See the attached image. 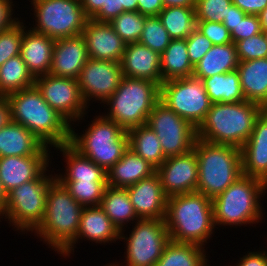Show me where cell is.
<instances>
[{"label": "cell", "instance_id": "obj_1", "mask_svg": "<svg viewBox=\"0 0 267 266\" xmlns=\"http://www.w3.org/2000/svg\"><path fill=\"white\" fill-rule=\"evenodd\" d=\"M6 98L11 121L30 130L45 146L52 149L70 142L71 124L50 107L35 85L10 93Z\"/></svg>", "mask_w": 267, "mask_h": 266}, {"label": "cell", "instance_id": "obj_2", "mask_svg": "<svg viewBox=\"0 0 267 266\" xmlns=\"http://www.w3.org/2000/svg\"><path fill=\"white\" fill-rule=\"evenodd\" d=\"M165 223L170 240L206 247L216 229L212 199L199 192L167 198Z\"/></svg>", "mask_w": 267, "mask_h": 266}, {"label": "cell", "instance_id": "obj_3", "mask_svg": "<svg viewBox=\"0 0 267 266\" xmlns=\"http://www.w3.org/2000/svg\"><path fill=\"white\" fill-rule=\"evenodd\" d=\"M264 108L250 101L212 103L200 126L197 138L213 144L241 148L249 139L257 117Z\"/></svg>", "mask_w": 267, "mask_h": 266}, {"label": "cell", "instance_id": "obj_4", "mask_svg": "<svg viewBox=\"0 0 267 266\" xmlns=\"http://www.w3.org/2000/svg\"><path fill=\"white\" fill-rule=\"evenodd\" d=\"M267 184L258 178L242 175L212 199L214 224L217 226H253L263 222L265 210L261 200L267 193Z\"/></svg>", "mask_w": 267, "mask_h": 266}, {"label": "cell", "instance_id": "obj_5", "mask_svg": "<svg viewBox=\"0 0 267 266\" xmlns=\"http://www.w3.org/2000/svg\"><path fill=\"white\" fill-rule=\"evenodd\" d=\"M83 209L55 179L48 188L44 220L34 235L61 255L76 240Z\"/></svg>", "mask_w": 267, "mask_h": 266}, {"label": "cell", "instance_id": "obj_6", "mask_svg": "<svg viewBox=\"0 0 267 266\" xmlns=\"http://www.w3.org/2000/svg\"><path fill=\"white\" fill-rule=\"evenodd\" d=\"M193 150L198 162L196 192L213 199L243 175L240 148L196 138Z\"/></svg>", "mask_w": 267, "mask_h": 266}, {"label": "cell", "instance_id": "obj_7", "mask_svg": "<svg viewBox=\"0 0 267 266\" xmlns=\"http://www.w3.org/2000/svg\"><path fill=\"white\" fill-rule=\"evenodd\" d=\"M159 100L160 86L157 83L123 76L116 91L103 103L105 110L108 111L102 115L120 125L127 132L145 125L149 114Z\"/></svg>", "mask_w": 267, "mask_h": 266}, {"label": "cell", "instance_id": "obj_8", "mask_svg": "<svg viewBox=\"0 0 267 266\" xmlns=\"http://www.w3.org/2000/svg\"><path fill=\"white\" fill-rule=\"evenodd\" d=\"M94 118L86 125L88 128L82 130L83 134L71 126L69 143L107 172L129 148L128 135L120 125L102 114Z\"/></svg>", "mask_w": 267, "mask_h": 266}, {"label": "cell", "instance_id": "obj_9", "mask_svg": "<svg viewBox=\"0 0 267 266\" xmlns=\"http://www.w3.org/2000/svg\"><path fill=\"white\" fill-rule=\"evenodd\" d=\"M46 170L38 179L21 184L7 193L0 219L8 221L18 233H33L43 222L48 188L56 179L55 173ZM0 222H2L0 220Z\"/></svg>", "mask_w": 267, "mask_h": 266}, {"label": "cell", "instance_id": "obj_10", "mask_svg": "<svg viewBox=\"0 0 267 266\" xmlns=\"http://www.w3.org/2000/svg\"><path fill=\"white\" fill-rule=\"evenodd\" d=\"M33 6L30 28L53 39L81 35L89 19L81 0H29ZM35 24V25H34Z\"/></svg>", "mask_w": 267, "mask_h": 266}, {"label": "cell", "instance_id": "obj_11", "mask_svg": "<svg viewBox=\"0 0 267 266\" xmlns=\"http://www.w3.org/2000/svg\"><path fill=\"white\" fill-rule=\"evenodd\" d=\"M133 226L129 236L120 231V241L126 244L125 265L117 261L114 265L155 266L170 241L165 219H139Z\"/></svg>", "mask_w": 267, "mask_h": 266}, {"label": "cell", "instance_id": "obj_12", "mask_svg": "<svg viewBox=\"0 0 267 266\" xmlns=\"http://www.w3.org/2000/svg\"><path fill=\"white\" fill-rule=\"evenodd\" d=\"M160 100L196 129L212 105L203 80L194 75L161 83Z\"/></svg>", "mask_w": 267, "mask_h": 266}, {"label": "cell", "instance_id": "obj_13", "mask_svg": "<svg viewBox=\"0 0 267 266\" xmlns=\"http://www.w3.org/2000/svg\"><path fill=\"white\" fill-rule=\"evenodd\" d=\"M157 135L165 157L178 156L193 149L196 128L159 100L146 123Z\"/></svg>", "mask_w": 267, "mask_h": 266}, {"label": "cell", "instance_id": "obj_14", "mask_svg": "<svg viewBox=\"0 0 267 266\" xmlns=\"http://www.w3.org/2000/svg\"><path fill=\"white\" fill-rule=\"evenodd\" d=\"M34 85L50 107L61 114L71 126L75 124L76 127L77 123L82 122L80 120H85L89 110L77 79L47 74L36 77Z\"/></svg>", "mask_w": 267, "mask_h": 266}, {"label": "cell", "instance_id": "obj_15", "mask_svg": "<svg viewBox=\"0 0 267 266\" xmlns=\"http://www.w3.org/2000/svg\"><path fill=\"white\" fill-rule=\"evenodd\" d=\"M122 78L120 62L89 58L77 79L88 108L91 106L90 101L103 105L116 91Z\"/></svg>", "mask_w": 267, "mask_h": 266}, {"label": "cell", "instance_id": "obj_16", "mask_svg": "<svg viewBox=\"0 0 267 266\" xmlns=\"http://www.w3.org/2000/svg\"><path fill=\"white\" fill-rule=\"evenodd\" d=\"M162 189L167 198L196 192L198 185V162L192 149L186 154L167 157L156 169Z\"/></svg>", "mask_w": 267, "mask_h": 266}, {"label": "cell", "instance_id": "obj_17", "mask_svg": "<svg viewBox=\"0 0 267 266\" xmlns=\"http://www.w3.org/2000/svg\"><path fill=\"white\" fill-rule=\"evenodd\" d=\"M50 149L44 146L36 155L0 157V180L6 193L38 179L49 168V163L52 165Z\"/></svg>", "mask_w": 267, "mask_h": 266}, {"label": "cell", "instance_id": "obj_18", "mask_svg": "<svg viewBox=\"0 0 267 266\" xmlns=\"http://www.w3.org/2000/svg\"><path fill=\"white\" fill-rule=\"evenodd\" d=\"M80 240H88L98 245L108 243L110 245L120 240V231L100 206L84 207L76 240L60 256L69 258L71 254H74L72 252H75L76 244L80 243Z\"/></svg>", "mask_w": 267, "mask_h": 266}, {"label": "cell", "instance_id": "obj_19", "mask_svg": "<svg viewBox=\"0 0 267 266\" xmlns=\"http://www.w3.org/2000/svg\"><path fill=\"white\" fill-rule=\"evenodd\" d=\"M82 36L85 39L89 58L121 62L126 43L108 22L88 19Z\"/></svg>", "mask_w": 267, "mask_h": 266}, {"label": "cell", "instance_id": "obj_20", "mask_svg": "<svg viewBox=\"0 0 267 266\" xmlns=\"http://www.w3.org/2000/svg\"><path fill=\"white\" fill-rule=\"evenodd\" d=\"M126 189L139 219H165L167 197L157 173Z\"/></svg>", "mask_w": 267, "mask_h": 266}, {"label": "cell", "instance_id": "obj_21", "mask_svg": "<svg viewBox=\"0 0 267 266\" xmlns=\"http://www.w3.org/2000/svg\"><path fill=\"white\" fill-rule=\"evenodd\" d=\"M240 149L242 174L267 184V109L257 117L249 139Z\"/></svg>", "mask_w": 267, "mask_h": 266}, {"label": "cell", "instance_id": "obj_22", "mask_svg": "<svg viewBox=\"0 0 267 266\" xmlns=\"http://www.w3.org/2000/svg\"><path fill=\"white\" fill-rule=\"evenodd\" d=\"M89 57L81 35L56 39L49 74L78 79Z\"/></svg>", "mask_w": 267, "mask_h": 266}, {"label": "cell", "instance_id": "obj_23", "mask_svg": "<svg viewBox=\"0 0 267 266\" xmlns=\"http://www.w3.org/2000/svg\"><path fill=\"white\" fill-rule=\"evenodd\" d=\"M123 76L162 83L161 55L139 42L126 44L121 59Z\"/></svg>", "mask_w": 267, "mask_h": 266}, {"label": "cell", "instance_id": "obj_24", "mask_svg": "<svg viewBox=\"0 0 267 266\" xmlns=\"http://www.w3.org/2000/svg\"><path fill=\"white\" fill-rule=\"evenodd\" d=\"M23 22V38L20 55L31 74L38 76L49 74L53 49L56 40L42 33L35 32ZM27 27V28H26Z\"/></svg>", "mask_w": 267, "mask_h": 266}, {"label": "cell", "instance_id": "obj_25", "mask_svg": "<svg viewBox=\"0 0 267 266\" xmlns=\"http://www.w3.org/2000/svg\"><path fill=\"white\" fill-rule=\"evenodd\" d=\"M155 173L154 166L128 148L122 158L107 171V185L126 188Z\"/></svg>", "mask_w": 267, "mask_h": 266}, {"label": "cell", "instance_id": "obj_26", "mask_svg": "<svg viewBox=\"0 0 267 266\" xmlns=\"http://www.w3.org/2000/svg\"><path fill=\"white\" fill-rule=\"evenodd\" d=\"M61 152L66 162L62 174H55L58 181H92L107 180V172L91 161L88 157L82 155L70 143H66L54 148Z\"/></svg>", "mask_w": 267, "mask_h": 266}, {"label": "cell", "instance_id": "obj_27", "mask_svg": "<svg viewBox=\"0 0 267 266\" xmlns=\"http://www.w3.org/2000/svg\"><path fill=\"white\" fill-rule=\"evenodd\" d=\"M236 70L245 100L267 109V58L241 61Z\"/></svg>", "mask_w": 267, "mask_h": 266}, {"label": "cell", "instance_id": "obj_28", "mask_svg": "<svg viewBox=\"0 0 267 266\" xmlns=\"http://www.w3.org/2000/svg\"><path fill=\"white\" fill-rule=\"evenodd\" d=\"M45 145L23 125L10 121L0 129V157L36 155Z\"/></svg>", "mask_w": 267, "mask_h": 266}, {"label": "cell", "instance_id": "obj_29", "mask_svg": "<svg viewBox=\"0 0 267 266\" xmlns=\"http://www.w3.org/2000/svg\"><path fill=\"white\" fill-rule=\"evenodd\" d=\"M238 65L235 43L216 44L194 66L192 75L203 80L217 74L234 71Z\"/></svg>", "mask_w": 267, "mask_h": 266}, {"label": "cell", "instance_id": "obj_30", "mask_svg": "<svg viewBox=\"0 0 267 266\" xmlns=\"http://www.w3.org/2000/svg\"><path fill=\"white\" fill-rule=\"evenodd\" d=\"M100 207L119 231L139 220L126 188L107 186Z\"/></svg>", "mask_w": 267, "mask_h": 266}, {"label": "cell", "instance_id": "obj_31", "mask_svg": "<svg viewBox=\"0 0 267 266\" xmlns=\"http://www.w3.org/2000/svg\"><path fill=\"white\" fill-rule=\"evenodd\" d=\"M197 244L170 240L155 266H210L208 252Z\"/></svg>", "mask_w": 267, "mask_h": 266}, {"label": "cell", "instance_id": "obj_32", "mask_svg": "<svg viewBox=\"0 0 267 266\" xmlns=\"http://www.w3.org/2000/svg\"><path fill=\"white\" fill-rule=\"evenodd\" d=\"M192 66L187 50L186 39H173L161 54L162 83L191 76Z\"/></svg>", "mask_w": 267, "mask_h": 266}, {"label": "cell", "instance_id": "obj_33", "mask_svg": "<svg viewBox=\"0 0 267 266\" xmlns=\"http://www.w3.org/2000/svg\"><path fill=\"white\" fill-rule=\"evenodd\" d=\"M203 82L212 103L246 101L237 70L204 78Z\"/></svg>", "mask_w": 267, "mask_h": 266}, {"label": "cell", "instance_id": "obj_34", "mask_svg": "<svg viewBox=\"0 0 267 266\" xmlns=\"http://www.w3.org/2000/svg\"><path fill=\"white\" fill-rule=\"evenodd\" d=\"M128 147L156 169L166 160L155 132L147 125L127 131Z\"/></svg>", "mask_w": 267, "mask_h": 266}, {"label": "cell", "instance_id": "obj_35", "mask_svg": "<svg viewBox=\"0 0 267 266\" xmlns=\"http://www.w3.org/2000/svg\"><path fill=\"white\" fill-rule=\"evenodd\" d=\"M35 79L21 55L12 57L0 66V96L32 87Z\"/></svg>", "mask_w": 267, "mask_h": 266}, {"label": "cell", "instance_id": "obj_36", "mask_svg": "<svg viewBox=\"0 0 267 266\" xmlns=\"http://www.w3.org/2000/svg\"><path fill=\"white\" fill-rule=\"evenodd\" d=\"M158 17L172 40L186 39L197 28L194 8H163Z\"/></svg>", "mask_w": 267, "mask_h": 266}, {"label": "cell", "instance_id": "obj_37", "mask_svg": "<svg viewBox=\"0 0 267 266\" xmlns=\"http://www.w3.org/2000/svg\"><path fill=\"white\" fill-rule=\"evenodd\" d=\"M82 206H100L107 180L59 181Z\"/></svg>", "mask_w": 267, "mask_h": 266}, {"label": "cell", "instance_id": "obj_38", "mask_svg": "<svg viewBox=\"0 0 267 266\" xmlns=\"http://www.w3.org/2000/svg\"><path fill=\"white\" fill-rule=\"evenodd\" d=\"M146 17L138 11H125L109 24L126 44L135 43L141 37Z\"/></svg>", "mask_w": 267, "mask_h": 266}, {"label": "cell", "instance_id": "obj_39", "mask_svg": "<svg viewBox=\"0 0 267 266\" xmlns=\"http://www.w3.org/2000/svg\"><path fill=\"white\" fill-rule=\"evenodd\" d=\"M171 40L169 33L162 25L158 16L145 18L144 28L138 41L139 43L146 45L161 55L170 44Z\"/></svg>", "mask_w": 267, "mask_h": 266}, {"label": "cell", "instance_id": "obj_40", "mask_svg": "<svg viewBox=\"0 0 267 266\" xmlns=\"http://www.w3.org/2000/svg\"><path fill=\"white\" fill-rule=\"evenodd\" d=\"M23 38V19L12 27L0 31V66L8 59L20 55Z\"/></svg>", "mask_w": 267, "mask_h": 266}, {"label": "cell", "instance_id": "obj_41", "mask_svg": "<svg viewBox=\"0 0 267 266\" xmlns=\"http://www.w3.org/2000/svg\"><path fill=\"white\" fill-rule=\"evenodd\" d=\"M232 0H196V21L223 22Z\"/></svg>", "mask_w": 267, "mask_h": 266}, {"label": "cell", "instance_id": "obj_42", "mask_svg": "<svg viewBox=\"0 0 267 266\" xmlns=\"http://www.w3.org/2000/svg\"><path fill=\"white\" fill-rule=\"evenodd\" d=\"M235 44L239 62L267 58V41L263 32Z\"/></svg>", "mask_w": 267, "mask_h": 266}, {"label": "cell", "instance_id": "obj_43", "mask_svg": "<svg viewBox=\"0 0 267 266\" xmlns=\"http://www.w3.org/2000/svg\"><path fill=\"white\" fill-rule=\"evenodd\" d=\"M189 60L194 67L213 46L197 28L186 38Z\"/></svg>", "mask_w": 267, "mask_h": 266}, {"label": "cell", "instance_id": "obj_44", "mask_svg": "<svg viewBox=\"0 0 267 266\" xmlns=\"http://www.w3.org/2000/svg\"><path fill=\"white\" fill-rule=\"evenodd\" d=\"M197 29L206 36L213 45L232 43L228 28L221 22L197 21Z\"/></svg>", "mask_w": 267, "mask_h": 266}, {"label": "cell", "instance_id": "obj_45", "mask_svg": "<svg viewBox=\"0 0 267 266\" xmlns=\"http://www.w3.org/2000/svg\"><path fill=\"white\" fill-rule=\"evenodd\" d=\"M263 32L258 15H246L231 31L233 43Z\"/></svg>", "mask_w": 267, "mask_h": 266}, {"label": "cell", "instance_id": "obj_46", "mask_svg": "<svg viewBox=\"0 0 267 266\" xmlns=\"http://www.w3.org/2000/svg\"><path fill=\"white\" fill-rule=\"evenodd\" d=\"M125 12L123 6H120V0H105V4L91 18L97 22H110L112 19Z\"/></svg>", "mask_w": 267, "mask_h": 266}, {"label": "cell", "instance_id": "obj_47", "mask_svg": "<svg viewBox=\"0 0 267 266\" xmlns=\"http://www.w3.org/2000/svg\"><path fill=\"white\" fill-rule=\"evenodd\" d=\"M12 0H0V31L6 30L16 24L20 19L13 16L15 3Z\"/></svg>", "mask_w": 267, "mask_h": 266}, {"label": "cell", "instance_id": "obj_48", "mask_svg": "<svg viewBox=\"0 0 267 266\" xmlns=\"http://www.w3.org/2000/svg\"><path fill=\"white\" fill-rule=\"evenodd\" d=\"M262 250V251H261ZM267 248L259 249L258 251H248L240 257L235 265L230 266H267Z\"/></svg>", "mask_w": 267, "mask_h": 266}, {"label": "cell", "instance_id": "obj_49", "mask_svg": "<svg viewBox=\"0 0 267 266\" xmlns=\"http://www.w3.org/2000/svg\"><path fill=\"white\" fill-rule=\"evenodd\" d=\"M247 15H258L267 7V0H232Z\"/></svg>", "mask_w": 267, "mask_h": 266}, {"label": "cell", "instance_id": "obj_50", "mask_svg": "<svg viewBox=\"0 0 267 266\" xmlns=\"http://www.w3.org/2000/svg\"><path fill=\"white\" fill-rule=\"evenodd\" d=\"M164 8L162 0H138L137 11L144 16H158Z\"/></svg>", "mask_w": 267, "mask_h": 266}, {"label": "cell", "instance_id": "obj_51", "mask_svg": "<svg viewBox=\"0 0 267 266\" xmlns=\"http://www.w3.org/2000/svg\"><path fill=\"white\" fill-rule=\"evenodd\" d=\"M247 14L244 13L240 8H238L233 3L229 6V11L227 17L224 18L223 24L228 28L229 32L236 27V25L244 18Z\"/></svg>", "mask_w": 267, "mask_h": 266}, {"label": "cell", "instance_id": "obj_52", "mask_svg": "<svg viewBox=\"0 0 267 266\" xmlns=\"http://www.w3.org/2000/svg\"><path fill=\"white\" fill-rule=\"evenodd\" d=\"M105 4V0H81L85 15L91 19Z\"/></svg>", "mask_w": 267, "mask_h": 266}, {"label": "cell", "instance_id": "obj_53", "mask_svg": "<svg viewBox=\"0 0 267 266\" xmlns=\"http://www.w3.org/2000/svg\"><path fill=\"white\" fill-rule=\"evenodd\" d=\"M11 121L10 105L6 96H0V129Z\"/></svg>", "mask_w": 267, "mask_h": 266}, {"label": "cell", "instance_id": "obj_54", "mask_svg": "<svg viewBox=\"0 0 267 266\" xmlns=\"http://www.w3.org/2000/svg\"><path fill=\"white\" fill-rule=\"evenodd\" d=\"M196 0H162L164 8L169 7H184L195 8Z\"/></svg>", "mask_w": 267, "mask_h": 266}, {"label": "cell", "instance_id": "obj_55", "mask_svg": "<svg viewBox=\"0 0 267 266\" xmlns=\"http://www.w3.org/2000/svg\"><path fill=\"white\" fill-rule=\"evenodd\" d=\"M120 6H123L124 11H137L138 0H120Z\"/></svg>", "mask_w": 267, "mask_h": 266}, {"label": "cell", "instance_id": "obj_56", "mask_svg": "<svg viewBox=\"0 0 267 266\" xmlns=\"http://www.w3.org/2000/svg\"><path fill=\"white\" fill-rule=\"evenodd\" d=\"M6 199H7V193L4 190L2 182L0 180V213L4 210Z\"/></svg>", "mask_w": 267, "mask_h": 266}, {"label": "cell", "instance_id": "obj_57", "mask_svg": "<svg viewBox=\"0 0 267 266\" xmlns=\"http://www.w3.org/2000/svg\"><path fill=\"white\" fill-rule=\"evenodd\" d=\"M262 30H267V7L260 13L258 14Z\"/></svg>", "mask_w": 267, "mask_h": 266}, {"label": "cell", "instance_id": "obj_58", "mask_svg": "<svg viewBox=\"0 0 267 266\" xmlns=\"http://www.w3.org/2000/svg\"><path fill=\"white\" fill-rule=\"evenodd\" d=\"M263 33H264V36H265L266 41H267V30H264Z\"/></svg>", "mask_w": 267, "mask_h": 266}, {"label": "cell", "instance_id": "obj_59", "mask_svg": "<svg viewBox=\"0 0 267 266\" xmlns=\"http://www.w3.org/2000/svg\"><path fill=\"white\" fill-rule=\"evenodd\" d=\"M104 266H115L114 263H107Z\"/></svg>", "mask_w": 267, "mask_h": 266}]
</instances>
